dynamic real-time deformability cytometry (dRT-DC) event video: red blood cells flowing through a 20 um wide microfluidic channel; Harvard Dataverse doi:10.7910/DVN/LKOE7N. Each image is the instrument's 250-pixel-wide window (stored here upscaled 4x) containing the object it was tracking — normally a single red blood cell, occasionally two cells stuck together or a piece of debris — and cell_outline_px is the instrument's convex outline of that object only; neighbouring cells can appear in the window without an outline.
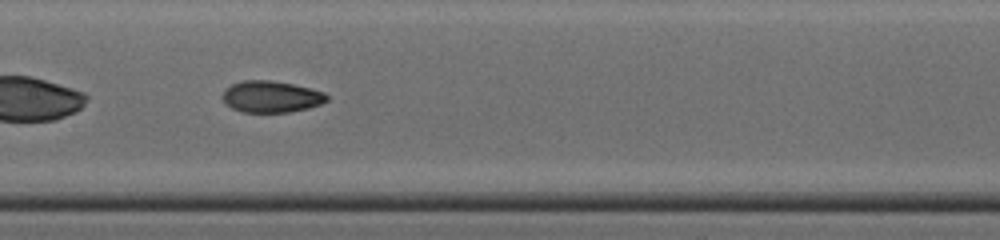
{"species": "common noctule bat (a hibernating species)", "species_latin": "Nyctalus noctula", "temperature_condition": "cold", "stored_images_in_passage": 21, "camera_frame_rate_fps": 3000, "um_per_image_px": 0.085, "animal": {"sex": "male", "body_mass_g": 19.0, "forearm_length_mm": 50.8}, "frame": {"image": 1, "passage_image": 10, "time_ms": 3.0, "image_size_px": [1000, 240], "cell_outline_px": [[328, 100], [320, 104], [308, 108], [288, 112], [240, 112], [232, 108], [220, 96], [224, 88], [232, 84], [244, 80], [268, 80], [292, 84], [324, 92], [328, 96]], "centroid_in_image_um": [23.01, 8.22], "position_along_channel_um": 184.4, "area_um2": 19.13}}